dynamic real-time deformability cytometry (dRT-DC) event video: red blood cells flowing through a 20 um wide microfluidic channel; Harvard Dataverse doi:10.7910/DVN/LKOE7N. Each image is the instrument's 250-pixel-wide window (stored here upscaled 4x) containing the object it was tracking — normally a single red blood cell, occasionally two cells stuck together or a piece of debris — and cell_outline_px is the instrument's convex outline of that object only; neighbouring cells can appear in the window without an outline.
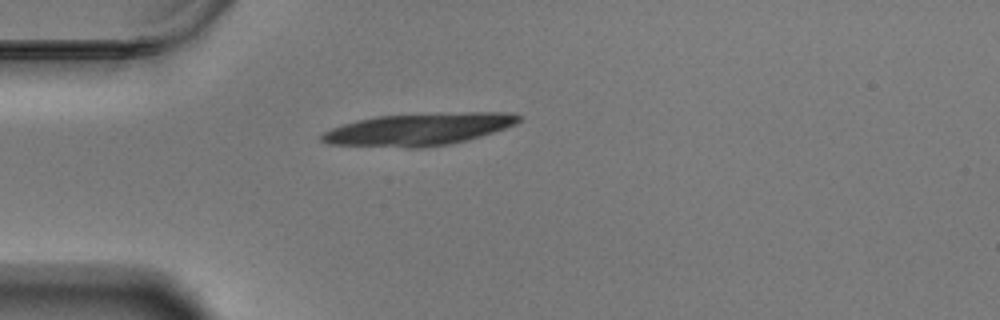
{"species": "Egyptian fruit bat (a non-hibernating species)", "species_latin": "Rousettus aegyptiacus", "temperature_condition": "warm", "stored_images_in_passage": 43, "camera_frame_rate_fps": 3000, "um_per_image_px": 0.085, "animal": {"sex": "male"}, "frame": {"image": 1, "passage_image": 1, "time_ms": 0.0, "image_size_px": [1000, 320], "cell_outline_px": [[520, 120], [516, 124], [468, 140], [448, 144], [420, 148], [408, 148], [328, 144], [320, 140], [320, 136], [324, 132], [332, 128], [356, 120], [376, 116], [440, 112], [512, 112], [520, 116]], "centroid_in_image_um": [35.58, 10.98], "position_along_channel_um": 49.4, "area_um2": 37.28}}